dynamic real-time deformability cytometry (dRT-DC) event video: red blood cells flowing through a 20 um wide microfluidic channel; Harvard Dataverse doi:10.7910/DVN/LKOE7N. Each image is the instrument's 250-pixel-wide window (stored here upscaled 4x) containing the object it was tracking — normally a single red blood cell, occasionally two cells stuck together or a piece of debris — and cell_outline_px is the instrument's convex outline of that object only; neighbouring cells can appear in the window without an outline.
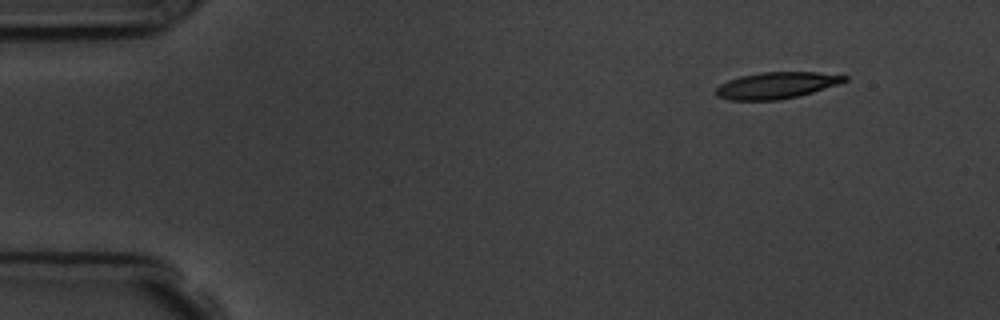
{"species": "common noctule bat (a hibernating species)", "species_latin": "Nyctalus noctula", "temperature_condition": "room temperature", "stored_images_in_passage": 4, "camera_frame_rate_fps": 3000, "um_per_image_px": 0.085, "animal": {"sex": "male", "body_mass_g": 19.5, "forearm_length_mm": 54.6}, "frame": {"image": 1, "passage_image": 1, "time_ms": 0.0, "image_size_px": [1000, 320], "cell_outline_px": [[848, 80], [800, 96], [780, 100], [728, 100], [716, 96], [716, 88], [720, 84], [728, 80], [740, 76], [760, 72], [816, 72], [848, 76]], "centroid_in_image_um": [65.96, 7.26], "position_along_channel_um": 19.0, "area_um2": 19.83}}
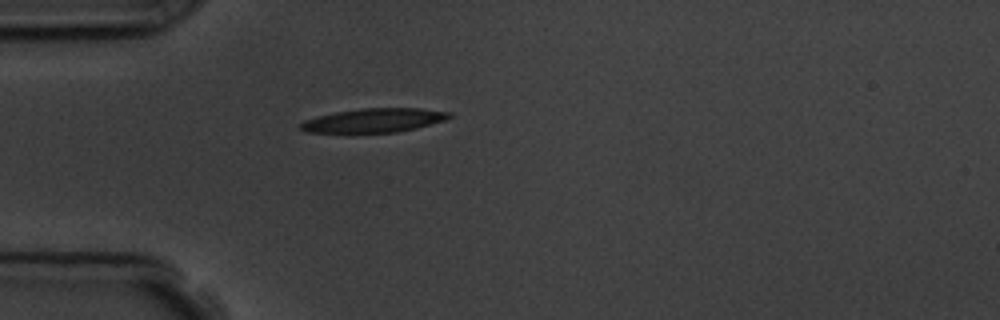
{"frame": {"image": 2, "passage_image": 4, "time_ms": 3.333, "image_size_px": [1000, 320], "cell_outline_px": [[452, 116], [444, 120], [416, 128], [396, 132], [308, 132], [300, 128], [300, 124], [304, 120], [316, 116], [336, 112], [364, 108], [420, 108], [452, 112]], "centroid_in_image_um": [31.81, 10.22], "position_along_channel_um": 53.2, "area_um2": 20.52}}